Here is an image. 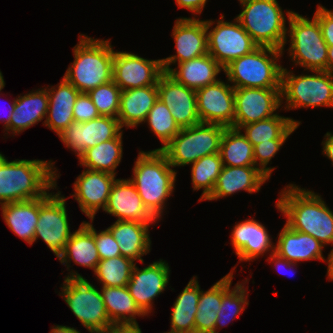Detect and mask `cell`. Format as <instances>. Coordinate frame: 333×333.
<instances>
[{
    "instance_id": "cell-1",
    "label": "cell",
    "mask_w": 333,
    "mask_h": 333,
    "mask_svg": "<svg viewBox=\"0 0 333 333\" xmlns=\"http://www.w3.org/2000/svg\"><path fill=\"white\" fill-rule=\"evenodd\" d=\"M275 207L291 229L311 235L324 246L333 245V211L321 195L289 184L280 192Z\"/></svg>"
},
{
    "instance_id": "cell-2",
    "label": "cell",
    "mask_w": 333,
    "mask_h": 333,
    "mask_svg": "<svg viewBox=\"0 0 333 333\" xmlns=\"http://www.w3.org/2000/svg\"><path fill=\"white\" fill-rule=\"evenodd\" d=\"M51 160L5 158L0 163V205L43 197L57 187V169Z\"/></svg>"
},
{
    "instance_id": "cell-3",
    "label": "cell",
    "mask_w": 333,
    "mask_h": 333,
    "mask_svg": "<svg viewBox=\"0 0 333 333\" xmlns=\"http://www.w3.org/2000/svg\"><path fill=\"white\" fill-rule=\"evenodd\" d=\"M138 154L129 180L144 206L159 221L165 202L174 192L177 172L161 150L140 151Z\"/></svg>"
},
{
    "instance_id": "cell-4",
    "label": "cell",
    "mask_w": 333,
    "mask_h": 333,
    "mask_svg": "<svg viewBox=\"0 0 333 333\" xmlns=\"http://www.w3.org/2000/svg\"><path fill=\"white\" fill-rule=\"evenodd\" d=\"M74 61L64 78L81 93L112 81L114 49L110 41L79 35L73 47Z\"/></svg>"
},
{
    "instance_id": "cell-5",
    "label": "cell",
    "mask_w": 333,
    "mask_h": 333,
    "mask_svg": "<svg viewBox=\"0 0 333 333\" xmlns=\"http://www.w3.org/2000/svg\"><path fill=\"white\" fill-rule=\"evenodd\" d=\"M242 12L236 18L259 47H270L284 52L287 39L286 16L277 0H239Z\"/></svg>"
},
{
    "instance_id": "cell-6",
    "label": "cell",
    "mask_w": 333,
    "mask_h": 333,
    "mask_svg": "<svg viewBox=\"0 0 333 333\" xmlns=\"http://www.w3.org/2000/svg\"><path fill=\"white\" fill-rule=\"evenodd\" d=\"M282 55V50L258 47L232 61L224 73L234 88H281L283 67L278 60Z\"/></svg>"
},
{
    "instance_id": "cell-7",
    "label": "cell",
    "mask_w": 333,
    "mask_h": 333,
    "mask_svg": "<svg viewBox=\"0 0 333 333\" xmlns=\"http://www.w3.org/2000/svg\"><path fill=\"white\" fill-rule=\"evenodd\" d=\"M290 47L287 49L293 65L310 71H326L328 45L326 44L320 24L313 16H306L293 11L288 19Z\"/></svg>"
},
{
    "instance_id": "cell-8",
    "label": "cell",
    "mask_w": 333,
    "mask_h": 333,
    "mask_svg": "<svg viewBox=\"0 0 333 333\" xmlns=\"http://www.w3.org/2000/svg\"><path fill=\"white\" fill-rule=\"evenodd\" d=\"M61 293L65 303L90 333L104 330L113 324L106 312L99 288H95L87 279L70 271L64 278Z\"/></svg>"
},
{
    "instance_id": "cell-9",
    "label": "cell",
    "mask_w": 333,
    "mask_h": 333,
    "mask_svg": "<svg viewBox=\"0 0 333 333\" xmlns=\"http://www.w3.org/2000/svg\"><path fill=\"white\" fill-rule=\"evenodd\" d=\"M311 72L312 75L297 76L283 67L281 103L286 100L285 110L322 106L333 108V75L327 71Z\"/></svg>"
},
{
    "instance_id": "cell-10",
    "label": "cell",
    "mask_w": 333,
    "mask_h": 333,
    "mask_svg": "<svg viewBox=\"0 0 333 333\" xmlns=\"http://www.w3.org/2000/svg\"><path fill=\"white\" fill-rule=\"evenodd\" d=\"M225 126L199 123L181 128L161 150L174 168L193 164L204 156L219 153Z\"/></svg>"
},
{
    "instance_id": "cell-11",
    "label": "cell",
    "mask_w": 333,
    "mask_h": 333,
    "mask_svg": "<svg viewBox=\"0 0 333 333\" xmlns=\"http://www.w3.org/2000/svg\"><path fill=\"white\" fill-rule=\"evenodd\" d=\"M224 15L215 21L206 20L208 53L225 68L232 61L250 54L259 46L241 26L237 18L224 21ZM210 30V31H209Z\"/></svg>"
},
{
    "instance_id": "cell-12",
    "label": "cell",
    "mask_w": 333,
    "mask_h": 333,
    "mask_svg": "<svg viewBox=\"0 0 333 333\" xmlns=\"http://www.w3.org/2000/svg\"><path fill=\"white\" fill-rule=\"evenodd\" d=\"M65 203L66 197L62 196L59 190L55 194L48 191L39 198V217L34 242L41 238L57 259L63 254L72 235Z\"/></svg>"
},
{
    "instance_id": "cell-13",
    "label": "cell",
    "mask_w": 333,
    "mask_h": 333,
    "mask_svg": "<svg viewBox=\"0 0 333 333\" xmlns=\"http://www.w3.org/2000/svg\"><path fill=\"white\" fill-rule=\"evenodd\" d=\"M234 97L236 129L275 116L282 106L281 88H235Z\"/></svg>"
},
{
    "instance_id": "cell-14",
    "label": "cell",
    "mask_w": 333,
    "mask_h": 333,
    "mask_svg": "<svg viewBox=\"0 0 333 333\" xmlns=\"http://www.w3.org/2000/svg\"><path fill=\"white\" fill-rule=\"evenodd\" d=\"M122 131L117 118L100 115L98 118L86 122L73 121L58 136L79 159L85 150L116 138Z\"/></svg>"
},
{
    "instance_id": "cell-15",
    "label": "cell",
    "mask_w": 333,
    "mask_h": 333,
    "mask_svg": "<svg viewBox=\"0 0 333 333\" xmlns=\"http://www.w3.org/2000/svg\"><path fill=\"white\" fill-rule=\"evenodd\" d=\"M162 60H149L131 52L114 51L112 80L122 91L157 85Z\"/></svg>"
},
{
    "instance_id": "cell-16",
    "label": "cell",
    "mask_w": 333,
    "mask_h": 333,
    "mask_svg": "<svg viewBox=\"0 0 333 333\" xmlns=\"http://www.w3.org/2000/svg\"><path fill=\"white\" fill-rule=\"evenodd\" d=\"M222 80L196 90L201 123L233 127L235 115L234 87Z\"/></svg>"
},
{
    "instance_id": "cell-17",
    "label": "cell",
    "mask_w": 333,
    "mask_h": 333,
    "mask_svg": "<svg viewBox=\"0 0 333 333\" xmlns=\"http://www.w3.org/2000/svg\"><path fill=\"white\" fill-rule=\"evenodd\" d=\"M172 37L176 54L161 59L164 72H168L173 63H181L208 53L206 20L196 19V16L178 18L173 26Z\"/></svg>"
},
{
    "instance_id": "cell-18",
    "label": "cell",
    "mask_w": 333,
    "mask_h": 333,
    "mask_svg": "<svg viewBox=\"0 0 333 333\" xmlns=\"http://www.w3.org/2000/svg\"><path fill=\"white\" fill-rule=\"evenodd\" d=\"M170 271L168 263L163 259L143 269L134 265L127 288L136 304L147 316L152 312V301L166 289Z\"/></svg>"
},
{
    "instance_id": "cell-19",
    "label": "cell",
    "mask_w": 333,
    "mask_h": 333,
    "mask_svg": "<svg viewBox=\"0 0 333 333\" xmlns=\"http://www.w3.org/2000/svg\"><path fill=\"white\" fill-rule=\"evenodd\" d=\"M158 99L167 108L180 128L201 123L197 110L196 91L177 82L167 72H163L157 82Z\"/></svg>"
},
{
    "instance_id": "cell-20",
    "label": "cell",
    "mask_w": 333,
    "mask_h": 333,
    "mask_svg": "<svg viewBox=\"0 0 333 333\" xmlns=\"http://www.w3.org/2000/svg\"><path fill=\"white\" fill-rule=\"evenodd\" d=\"M111 173L86 169L76 178L72 197L78 202L80 210L90 219L100 208L105 209L111 188L116 181Z\"/></svg>"
},
{
    "instance_id": "cell-21",
    "label": "cell",
    "mask_w": 333,
    "mask_h": 333,
    "mask_svg": "<svg viewBox=\"0 0 333 333\" xmlns=\"http://www.w3.org/2000/svg\"><path fill=\"white\" fill-rule=\"evenodd\" d=\"M103 211L117 217V220L158 222L144 206L137 189L129 179H116Z\"/></svg>"
},
{
    "instance_id": "cell-22",
    "label": "cell",
    "mask_w": 333,
    "mask_h": 333,
    "mask_svg": "<svg viewBox=\"0 0 333 333\" xmlns=\"http://www.w3.org/2000/svg\"><path fill=\"white\" fill-rule=\"evenodd\" d=\"M230 236L240 262L253 261L264 256V253L275 250L266 227L254 218L236 223Z\"/></svg>"
},
{
    "instance_id": "cell-23",
    "label": "cell",
    "mask_w": 333,
    "mask_h": 333,
    "mask_svg": "<svg viewBox=\"0 0 333 333\" xmlns=\"http://www.w3.org/2000/svg\"><path fill=\"white\" fill-rule=\"evenodd\" d=\"M268 179L256 166H223L212 193L205 200L225 198L241 190L249 194L257 193Z\"/></svg>"
},
{
    "instance_id": "cell-24",
    "label": "cell",
    "mask_w": 333,
    "mask_h": 333,
    "mask_svg": "<svg viewBox=\"0 0 333 333\" xmlns=\"http://www.w3.org/2000/svg\"><path fill=\"white\" fill-rule=\"evenodd\" d=\"M152 224L116 220L107 229L117 241L122 256L144 263L142 256L148 254L151 250L149 227Z\"/></svg>"
},
{
    "instance_id": "cell-25",
    "label": "cell",
    "mask_w": 333,
    "mask_h": 333,
    "mask_svg": "<svg viewBox=\"0 0 333 333\" xmlns=\"http://www.w3.org/2000/svg\"><path fill=\"white\" fill-rule=\"evenodd\" d=\"M46 89L49 106L42 124L59 135L74 121L73 106L81 92L64 77L57 86Z\"/></svg>"
},
{
    "instance_id": "cell-26",
    "label": "cell",
    "mask_w": 333,
    "mask_h": 333,
    "mask_svg": "<svg viewBox=\"0 0 333 333\" xmlns=\"http://www.w3.org/2000/svg\"><path fill=\"white\" fill-rule=\"evenodd\" d=\"M278 236L274 250L278 256L293 263L308 260L325 261L322 253L325 246L311 235L293 230L285 224Z\"/></svg>"
},
{
    "instance_id": "cell-27",
    "label": "cell",
    "mask_w": 333,
    "mask_h": 333,
    "mask_svg": "<svg viewBox=\"0 0 333 333\" xmlns=\"http://www.w3.org/2000/svg\"><path fill=\"white\" fill-rule=\"evenodd\" d=\"M49 106V98L46 87L33 90L27 94L18 96L15 102V108L11 116L9 125L4 132L8 134H20L36 123L46 118Z\"/></svg>"
},
{
    "instance_id": "cell-28",
    "label": "cell",
    "mask_w": 333,
    "mask_h": 333,
    "mask_svg": "<svg viewBox=\"0 0 333 333\" xmlns=\"http://www.w3.org/2000/svg\"><path fill=\"white\" fill-rule=\"evenodd\" d=\"M158 100L157 85L128 89L121 92L117 119L128 129L143 124L150 109Z\"/></svg>"
},
{
    "instance_id": "cell-29",
    "label": "cell",
    "mask_w": 333,
    "mask_h": 333,
    "mask_svg": "<svg viewBox=\"0 0 333 333\" xmlns=\"http://www.w3.org/2000/svg\"><path fill=\"white\" fill-rule=\"evenodd\" d=\"M177 65V68H170L167 73L177 82L195 91L218 81L217 76L224 71L209 53Z\"/></svg>"
},
{
    "instance_id": "cell-30",
    "label": "cell",
    "mask_w": 333,
    "mask_h": 333,
    "mask_svg": "<svg viewBox=\"0 0 333 333\" xmlns=\"http://www.w3.org/2000/svg\"><path fill=\"white\" fill-rule=\"evenodd\" d=\"M0 206L3 219L9 229L32 245L39 217V198L5 203Z\"/></svg>"
},
{
    "instance_id": "cell-31",
    "label": "cell",
    "mask_w": 333,
    "mask_h": 333,
    "mask_svg": "<svg viewBox=\"0 0 333 333\" xmlns=\"http://www.w3.org/2000/svg\"><path fill=\"white\" fill-rule=\"evenodd\" d=\"M58 260L61 264L67 266V271H70L69 267H72L69 264L71 260H73L75 264L95 271L100 257L95 245L94 235L83 223L72 233L65 245L63 254Z\"/></svg>"
},
{
    "instance_id": "cell-32",
    "label": "cell",
    "mask_w": 333,
    "mask_h": 333,
    "mask_svg": "<svg viewBox=\"0 0 333 333\" xmlns=\"http://www.w3.org/2000/svg\"><path fill=\"white\" fill-rule=\"evenodd\" d=\"M193 276L178 295L171 311L170 333H195V315L200 297V285Z\"/></svg>"
},
{
    "instance_id": "cell-33",
    "label": "cell",
    "mask_w": 333,
    "mask_h": 333,
    "mask_svg": "<svg viewBox=\"0 0 333 333\" xmlns=\"http://www.w3.org/2000/svg\"><path fill=\"white\" fill-rule=\"evenodd\" d=\"M100 289L107 315L113 324H138L136 316H146L130 295L127 286H102Z\"/></svg>"
},
{
    "instance_id": "cell-34",
    "label": "cell",
    "mask_w": 333,
    "mask_h": 333,
    "mask_svg": "<svg viewBox=\"0 0 333 333\" xmlns=\"http://www.w3.org/2000/svg\"><path fill=\"white\" fill-rule=\"evenodd\" d=\"M235 268L236 266L222 278V302L217 312L218 317L215 323L214 333H219L217 330L226 326L230 321H233V319L239 318L240 314L245 310V306L249 304V294L245 286L248 282V278H246L245 281L243 280L242 283H236L231 289Z\"/></svg>"
},
{
    "instance_id": "cell-35",
    "label": "cell",
    "mask_w": 333,
    "mask_h": 333,
    "mask_svg": "<svg viewBox=\"0 0 333 333\" xmlns=\"http://www.w3.org/2000/svg\"><path fill=\"white\" fill-rule=\"evenodd\" d=\"M300 121L279 114L257 122L243 125L240 130H244L247 140L255 146L269 140H287L288 137L298 128Z\"/></svg>"
},
{
    "instance_id": "cell-36",
    "label": "cell",
    "mask_w": 333,
    "mask_h": 333,
    "mask_svg": "<svg viewBox=\"0 0 333 333\" xmlns=\"http://www.w3.org/2000/svg\"><path fill=\"white\" fill-rule=\"evenodd\" d=\"M123 131L114 139L104 141L85 150L80 156V166L86 169L102 171L116 175L117 166L123 156Z\"/></svg>"
},
{
    "instance_id": "cell-37",
    "label": "cell",
    "mask_w": 333,
    "mask_h": 333,
    "mask_svg": "<svg viewBox=\"0 0 333 333\" xmlns=\"http://www.w3.org/2000/svg\"><path fill=\"white\" fill-rule=\"evenodd\" d=\"M219 154L223 166H255L253 146L240 129L225 127Z\"/></svg>"
},
{
    "instance_id": "cell-38",
    "label": "cell",
    "mask_w": 333,
    "mask_h": 333,
    "mask_svg": "<svg viewBox=\"0 0 333 333\" xmlns=\"http://www.w3.org/2000/svg\"><path fill=\"white\" fill-rule=\"evenodd\" d=\"M222 302V278L207 291L200 290L195 315V333H214L217 312Z\"/></svg>"
},
{
    "instance_id": "cell-39",
    "label": "cell",
    "mask_w": 333,
    "mask_h": 333,
    "mask_svg": "<svg viewBox=\"0 0 333 333\" xmlns=\"http://www.w3.org/2000/svg\"><path fill=\"white\" fill-rule=\"evenodd\" d=\"M222 168L219 153L204 156L192 164V188L194 191L203 188L199 201H204L212 193Z\"/></svg>"
},
{
    "instance_id": "cell-40",
    "label": "cell",
    "mask_w": 333,
    "mask_h": 333,
    "mask_svg": "<svg viewBox=\"0 0 333 333\" xmlns=\"http://www.w3.org/2000/svg\"><path fill=\"white\" fill-rule=\"evenodd\" d=\"M130 258L117 256L110 259L100 260L94 275L104 287L127 286L135 264Z\"/></svg>"
},
{
    "instance_id": "cell-41",
    "label": "cell",
    "mask_w": 333,
    "mask_h": 333,
    "mask_svg": "<svg viewBox=\"0 0 333 333\" xmlns=\"http://www.w3.org/2000/svg\"><path fill=\"white\" fill-rule=\"evenodd\" d=\"M145 122H147L148 128L159 138L163 145L154 150H162L181 130L171 111L160 99L150 109Z\"/></svg>"
},
{
    "instance_id": "cell-42",
    "label": "cell",
    "mask_w": 333,
    "mask_h": 333,
    "mask_svg": "<svg viewBox=\"0 0 333 333\" xmlns=\"http://www.w3.org/2000/svg\"><path fill=\"white\" fill-rule=\"evenodd\" d=\"M122 90L112 80L87 92L101 116L117 118Z\"/></svg>"
},
{
    "instance_id": "cell-43",
    "label": "cell",
    "mask_w": 333,
    "mask_h": 333,
    "mask_svg": "<svg viewBox=\"0 0 333 333\" xmlns=\"http://www.w3.org/2000/svg\"><path fill=\"white\" fill-rule=\"evenodd\" d=\"M92 222L93 220H91V222L83 221L82 223L94 235L95 245L98 250L100 260L121 256L117 241L115 240L111 232L107 228L101 232L96 231Z\"/></svg>"
},
{
    "instance_id": "cell-44",
    "label": "cell",
    "mask_w": 333,
    "mask_h": 333,
    "mask_svg": "<svg viewBox=\"0 0 333 333\" xmlns=\"http://www.w3.org/2000/svg\"><path fill=\"white\" fill-rule=\"evenodd\" d=\"M285 142L286 140H269V142L253 146L255 166L269 178L275 167H267V165Z\"/></svg>"
},
{
    "instance_id": "cell-45",
    "label": "cell",
    "mask_w": 333,
    "mask_h": 333,
    "mask_svg": "<svg viewBox=\"0 0 333 333\" xmlns=\"http://www.w3.org/2000/svg\"><path fill=\"white\" fill-rule=\"evenodd\" d=\"M95 105L87 93H80L73 106V117L76 122H86L98 118Z\"/></svg>"
},
{
    "instance_id": "cell-46",
    "label": "cell",
    "mask_w": 333,
    "mask_h": 333,
    "mask_svg": "<svg viewBox=\"0 0 333 333\" xmlns=\"http://www.w3.org/2000/svg\"><path fill=\"white\" fill-rule=\"evenodd\" d=\"M314 17L320 24L326 44L328 46H333V10H328L319 4L314 13Z\"/></svg>"
},
{
    "instance_id": "cell-47",
    "label": "cell",
    "mask_w": 333,
    "mask_h": 333,
    "mask_svg": "<svg viewBox=\"0 0 333 333\" xmlns=\"http://www.w3.org/2000/svg\"><path fill=\"white\" fill-rule=\"evenodd\" d=\"M138 324H111L104 330L96 333H140Z\"/></svg>"
},
{
    "instance_id": "cell-48",
    "label": "cell",
    "mask_w": 333,
    "mask_h": 333,
    "mask_svg": "<svg viewBox=\"0 0 333 333\" xmlns=\"http://www.w3.org/2000/svg\"><path fill=\"white\" fill-rule=\"evenodd\" d=\"M175 2L179 8H186L193 14L199 15L202 13L207 0H176Z\"/></svg>"
},
{
    "instance_id": "cell-49",
    "label": "cell",
    "mask_w": 333,
    "mask_h": 333,
    "mask_svg": "<svg viewBox=\"0 0 333 333\" xmlns=\"http://www.w3.org/2000/svg\"><path fill=\"white\" fill-rule=\"evenodd\" d=\"M269 255H270L269 258L266 260L270 263H274L277 271H280L281 269L284 271V267H285V269H288L287 271H289V269H290V271H292V269H294L293 266L298 265L297 263L290 262L287 259L278 256L275 252L271 251V253ZM280 273H284V272L281 271ZM293 273H294V270H293Z\"/></svg>"
},
{
    "instance_id": "cell-50",
    "label": "cell",
    "mask_w": 333,
    "mask_h": 333,
    "mask_svg": "<svg viewBox=\"0 0 333 333\" xmlns=\"http://www.w3.org/2000/svg\"><path fill=\"white\" fill-rule=\"evenodd\" d=\"M324 141H322L323 151L322 153L332 161L333 165V134L331 132H327L324 135Z\"/></svg>"
},
{
    "instance_id": "cell-51",
    "label": "cell",
    "mask_w": 333,
    "mask_h": 333,
    "mask_svg": "<svg viewBox=\"0 0 333 333\" xmlns=\"http://www.w3.org/2000/svg\"><path fill=\"white\" fill-rule=\"evenodd\" d=\"M49 333H81L74 327L55 325L52 326V329Z\"/></svg>"
},
{
    "instance_id": "cell-52",
    "label": "cell",
    "mask_w": 333,
    "mask_h": 333,
    "mask_svg": "<svg viewBox=\"0 0 333 333\" xmlns=\"http://www.w3.org/2000/svg\"><path fill=\"white\" fill-rule=\"evenodd\" d=\"M326 71L333 75V46H328Z\"/></svg>"
},
{
    "instance_id": "cell-53",
    "label": "cell",
    "mask_w": 333,
    "mask_h": 333,
    "mask_svg": "<svg viewBox=\"0 0 333 333\" xmlns=\"http://www.w3.org/2000/svg\"><path fill=\"white\" fill-rule=\"evenodd\" d=\"M324 262L328 264L327 269V276L330 281H333V248L331 249L330 253L328 254V259H326Z\"/></svg>"
},
{
    "instance_id": "cell-54",
    "label": "cell",
    "mask_w": 333,
    "mask_h": 333,
    "mask_svg": "<svg viewBox=\"0 0 333 333\" xmlns=\"http://www.w3.org/2000/svg\"><path fill=\"white\" fill-rule=\"evenodd\" d=\"M1 95V94H0ZM15 102H16V98H14L13 102H11L12 104H10V109H9V112H8V115H7V118L6 119H0V121H3L4 122V127L6 128L9 123H10V120H11V116L13 114V111H14V108H15Z\"/></svg>"
},
{
    "instance_id": "cell-55",
    "label": "cell",
    "mask_w": 333,
    "mask_h": 333,
    "mask_svg": "<svg viewBox=\"0 0 333 333\" xmlns=\"http://www.w3.org/2000/svg\"><path fill=\"white\" fill-rule=\"evenodd\" d=\"M3 78L2 72L0 71V92L5 87V81Z\"/></svg>"
},
{
    "instance_id": "cell-56",
    "label": "cell",
    "mask_w": 333,
    "mask_h": 333,
    "mask_svg": "<svg viewBox=\"0 0 333 333\" xmlns=\"http://www.w3.org/2000/svg\"><path fill=\"white\" fill-rule=\"evenodd\" d=\"M5 159V156L0 152V163Z\"/></svg>"
}]
</instances>
